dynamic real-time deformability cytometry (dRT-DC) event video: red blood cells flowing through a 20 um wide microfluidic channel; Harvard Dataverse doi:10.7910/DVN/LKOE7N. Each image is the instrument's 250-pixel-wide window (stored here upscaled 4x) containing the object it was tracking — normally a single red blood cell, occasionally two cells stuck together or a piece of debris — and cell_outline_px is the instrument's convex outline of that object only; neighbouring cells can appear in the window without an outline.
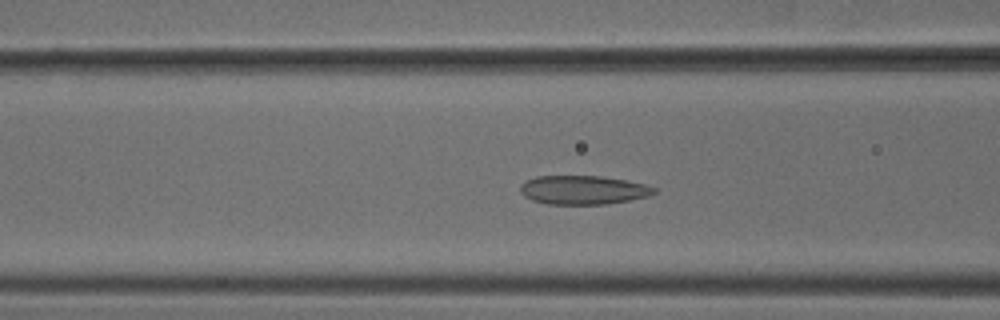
{"species": "common noctule bat (a hibernating species)", "species_latin": "Nyctalus noctula", "temperature_condition": "cold", "stored_images_in_passage": 51, "camera_frame_rate_fps": 3000, "um_per_image_px": 0.085, "animal": {"sex": "male", "body_mass_g": 18.8}, "frame": {"image": 1, "passage_image": 20, "time_ms": 6.333, "image_size_px": [1000, 320], "cell_outline_px": [[656, 192], [648, 196], [628, 200], [604, 204], [548, 204], [532, 200], [524, 196], [520, 192], [520, 184], [536, 176], [600, 176], [624, 180], [644, 184], [656, 188]], "centroid_in_image_um": [49.54, 16.14], "position_along_channel_um": 117.1, "area_um2": 22.31}}
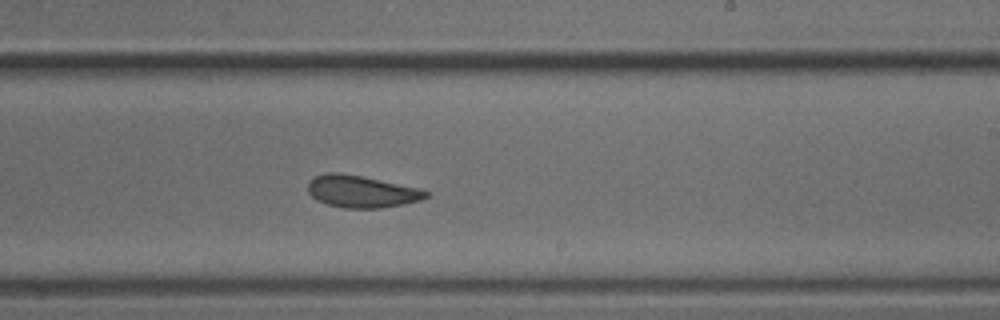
{"frame": {"image": 2, "passage_image": 31, "time_ms": 10.0, "image_size_px": [1000, 320], "cell_outline_px": [[432, 196], [420, 200], [404, 204], [380, 208], [344, 208], [328, 204], [316, 200], [308, 192], [308, 184], [316, 176], [328, 172], [340, 172], [420, 188], [428, 192]], "centroid_in_image_um": [30.75, 16.28], "position_along_channel_um": 258.2, "area_um2": 21.96}}
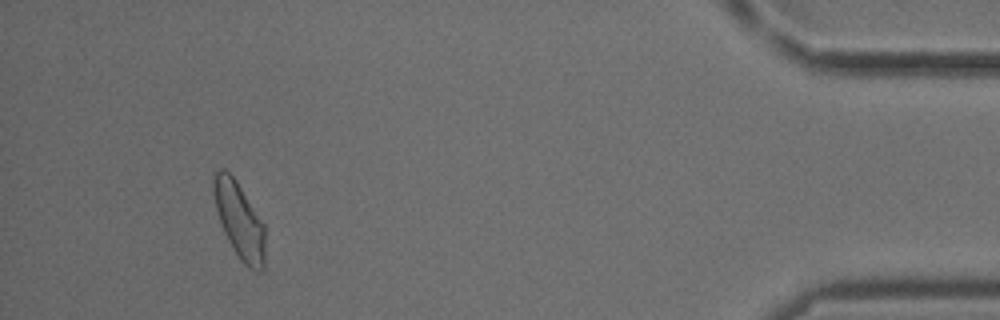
{"frame": {"image": 3, "passage_image": 48, "time_ms": 15.667, "image_size_px": [1000, 320], "cell_outline_px": [[264, 268], [260, 272], [252, 272], [240, 260], [232, 248], [224, 232], [216, 208], [212, 192], [212, 172], [216, 168], [224, 168], [236, 180], [264, 224]], "centroid_in_image_um": [20.32, 18.72], "position_along_channel_um": 414.9, "area_um2": 23.06}, "authors_computed_cell_mechanics": {"area_um2": 22.7732, "velocity_mm_per_s": 3.8585, "shape_relaxation_time_tau1_ms": null, "shape_relaxation_time_tau2_ms": 3.5865, "deformation_change_tau1": null, "deformation_change_tau2": 0.0969}}